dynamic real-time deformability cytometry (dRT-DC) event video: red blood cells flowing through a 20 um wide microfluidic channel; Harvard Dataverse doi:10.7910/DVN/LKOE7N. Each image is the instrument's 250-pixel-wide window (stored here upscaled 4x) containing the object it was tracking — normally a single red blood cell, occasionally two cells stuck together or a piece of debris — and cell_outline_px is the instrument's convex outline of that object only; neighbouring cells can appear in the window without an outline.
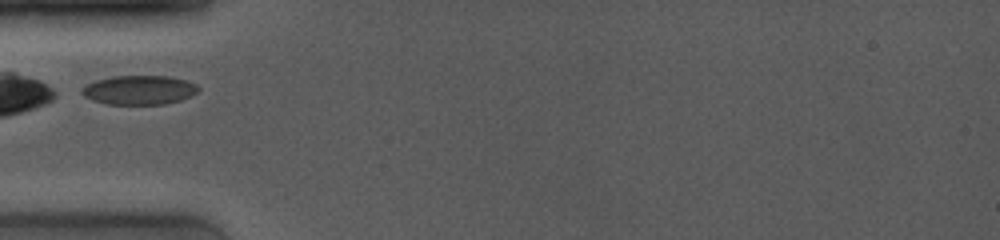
{"species": "common noctule bat (a hibernating species)", "species_latin": "Nyctalus noctula", "temperature_condition": "room temperature", "stored_images_in_passage": 32, "camera_frame_rate_fps": 4000, "um_per_image_px": 0.085, "animal": {"sex": "female", "body_mass_g": 19.0, "forearm_length_mm": 53.3}, "frame": {"image": 1, "passage_image": 1, "time_ms": 0.0, "image_size_px": [1000, 240], "cell_outline_px": [[200, 88], [192, 96], [180, 100], [164, 104], [108, 104], [92, 100], [84, 96], [80, 92], [88, 84], [96, 80], [112, 76], [168, 76], [184, 80], [196, 84]], "centroid_in_image_um": [11.84, 7.65], "position_along_channel_um": 73.2, "area_um2": 19.65}}